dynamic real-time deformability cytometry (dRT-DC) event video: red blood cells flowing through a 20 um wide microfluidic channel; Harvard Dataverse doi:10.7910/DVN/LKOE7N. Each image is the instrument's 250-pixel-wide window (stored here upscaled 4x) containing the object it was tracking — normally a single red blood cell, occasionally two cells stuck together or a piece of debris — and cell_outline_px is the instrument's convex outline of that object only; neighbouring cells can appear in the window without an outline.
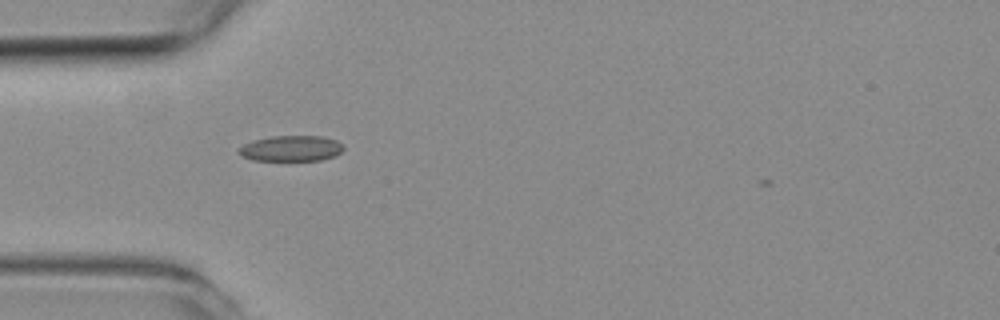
{"species": "common noctule bat (a hibernating species)", "species_latin": "Nyctalus noctula", "temperature_condition": "room temperature", "stored_images_in_passage": 12, "camera_frame_rate_fps": 3000, "um_per_image_px": 0.085, "animal": {"sex": "female", "body_mass_g": 19.3, "forearm_length_mm": 54.1}, "frame": {"image": 1, "passage_image": 2, "time_ms": 0.333, "image_size_px": [1000, 320], "cell_outline_px": [[344, 148], [336, 156], [320, 160], [252, 160], [236, 152], [236, 148], [244, 144], [256, 140], [272, 136], [324, 136], [336, 140], [344, 144]], "centroid_in_image_um": [24.77, 12.61], "position_along_channel_um": 60.2, "area_um2": 15.72}}
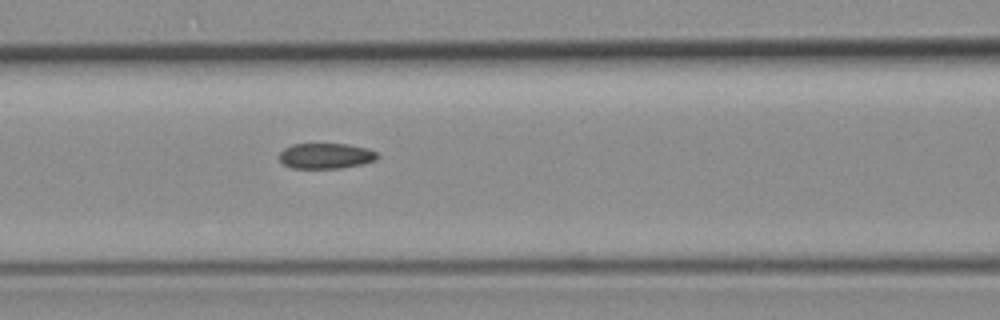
{"frame": {"image": 2, "passage_image": 8, "time_ms": 2.333, "image_size_px": [1000, 320], "cell_outline_px": [[380, 156], [376, 160], [360, 164], [340, 168], [292, 168], [284, 164], [280, 160], [280, 152], [284, 148], [292, 144], [348, 144], [368, 148], [376, 152]], "centroid_in_image_um": [27.71, 13.24], "position_along_channel_um": 138.9, "area_um2": 14.57}}
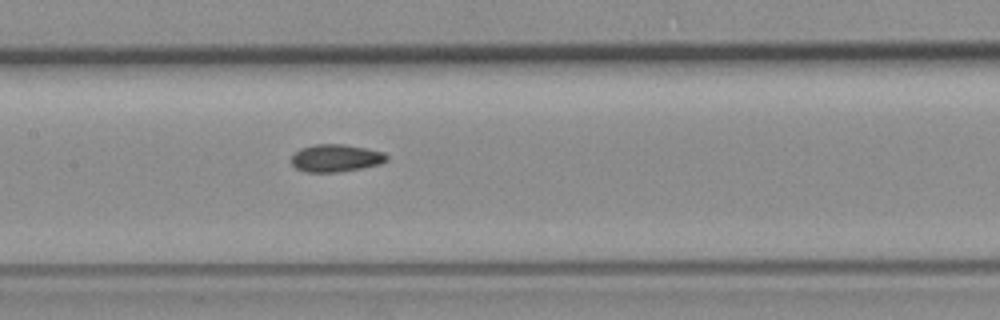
{"frame": {"image": 3, "passage_image": 11, "time_ms": 3.333, "image_size_px": [1000, 320], "cell_outline_px": [[388, 160], [380, 164], [360, 168], [336, 172], [304, 172], [296, 168], [292, 164], [292, 156], [300, 148], [316, 144], [344, 144], [384, 152], [388, 156]], "centroid_in_image_um": [28.54, 13.43], "position_along_channel_um": 178.9, "area_um2": 15.2}}